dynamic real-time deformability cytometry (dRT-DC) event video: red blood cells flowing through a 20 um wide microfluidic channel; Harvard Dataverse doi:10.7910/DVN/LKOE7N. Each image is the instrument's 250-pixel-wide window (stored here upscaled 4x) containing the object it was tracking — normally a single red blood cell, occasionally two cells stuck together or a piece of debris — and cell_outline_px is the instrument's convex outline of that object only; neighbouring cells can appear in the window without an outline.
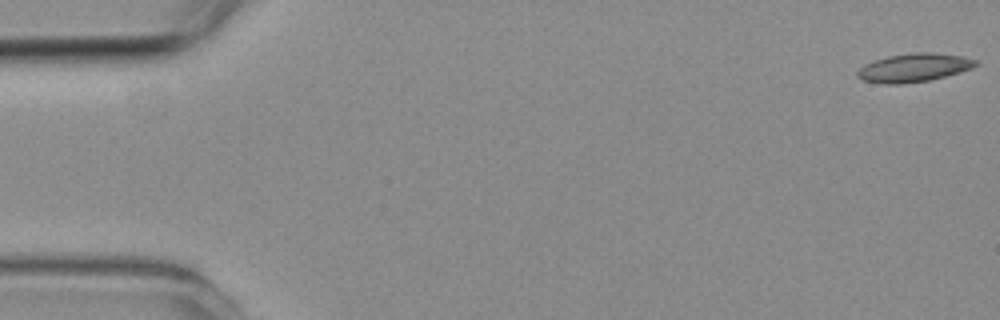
{"species": "common noctule bat (a hibernating species)", "species_latin": "Nyctalus noctula", "temperature_condition": "room temperature", "stored_images_in_passage": 6, "camera_frame_rate_fps": 3000, "um_per_image_px": 0.085, "animal": {"sex": "female", "body_mass_g": 19.3, "forearm_length_mm": 54.1}, "frame": {"image": 1, "passage_image": 1, "time_ms": 0.0, "image_size_px": [1000, 320], "cell_outline_px": [[980, 64], [972, 68], [960, 72], [928, 80], [896, 84], [884, 84], [864, 80], [856, 76], [856, 72], [864, 64], [888, 56], [916, 52], [932, 52], [964, 56], [976, 60]], "centroid_in_image_um": [77.7, 5.74], "position_along_channel_um": 7.3, "area_um2": 19.48}}